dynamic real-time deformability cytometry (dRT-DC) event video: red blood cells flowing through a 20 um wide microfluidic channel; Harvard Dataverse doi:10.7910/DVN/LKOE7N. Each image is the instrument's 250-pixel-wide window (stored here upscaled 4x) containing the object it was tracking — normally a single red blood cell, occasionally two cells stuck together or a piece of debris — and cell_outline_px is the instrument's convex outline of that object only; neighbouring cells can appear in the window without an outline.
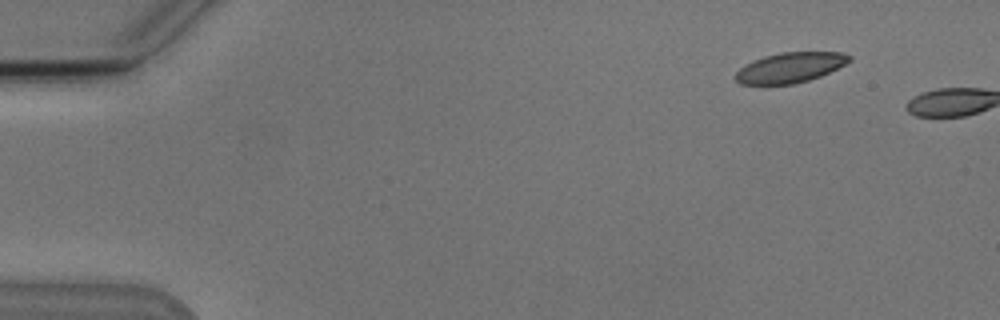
{"species": "Egyptian fruit bat (a non-hibernating species)", "species_latin": "Rousettus aegyptiacus", "temperature_condition": "cold", "stored_images_in_passage": 2, "camera_frame_rate_fps": 3000, "um_per_image_px": 0.085, "animal": {"sex": "male"}, "frame": {"image": 1, "passage_image": 1, "time_ms": 0.0, "image_size_px": [1000, 320], "cell_outline_px": [[852, 60], [820, 76], [808, 80], [792, 84], [740, 84], [736, 80], [736, 72], [740, 68], [764, 56], [780, 52], [840, 52], [852, 56]], "centroid_in_image_um": [67.18, 5.73], "position_along_channel_um": 17.8, "area_um2": 19.65}}